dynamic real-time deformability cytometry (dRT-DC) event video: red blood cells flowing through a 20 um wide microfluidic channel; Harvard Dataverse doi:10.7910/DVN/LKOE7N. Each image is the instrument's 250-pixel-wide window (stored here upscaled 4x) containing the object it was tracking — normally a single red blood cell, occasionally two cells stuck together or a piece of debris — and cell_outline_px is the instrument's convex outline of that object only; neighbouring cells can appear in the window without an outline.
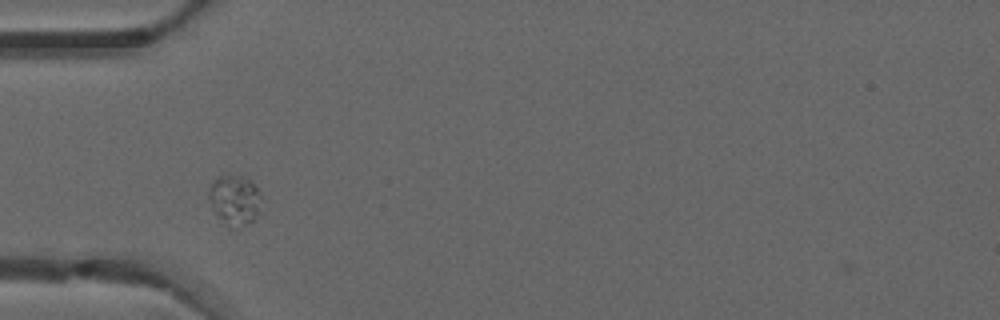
{"species": "common noctule bat (a hibernating species)", "species_latin": "Nyctalus noctula", "temperature_condition": "warm", "stored_images_in_passage": 7, "camera_frame_rate_fps": 3000, "um_per_image_px": 0.085, "animal": {"sex": "male", "forearm_length_mm": 52.5}, "frame": {"image": 1, "passage_image": 4, "time_ms": 1.0, "image_size_px": [1000, 320], "cell_outline_px": [[260, 196], [256, 216], [248, 224], [232, 228], [228, 228], [216, 212], [208, 200], [208, 192], [212, 184], [220, 176], [240, 176], [248, 180], [256, 188]], "centroid_in_image_um": [19.91, 17.03], "position_along_channel_um": 65.1, "area_um2": 14.62}}
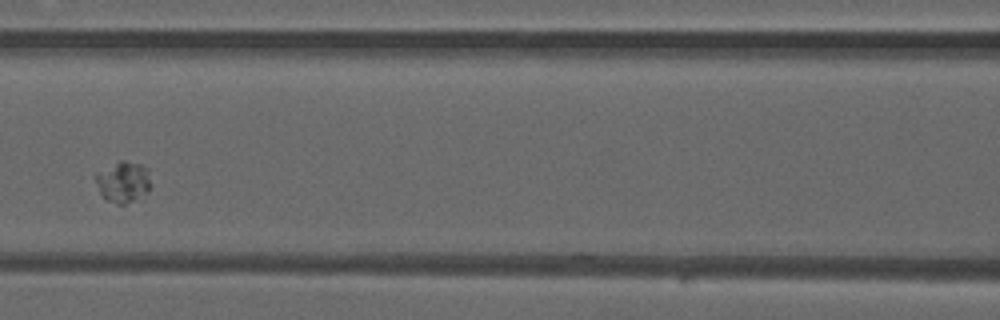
{"frame": {"image": 2, "passage_image": 6, "time_ms": 1.667, "image_size_px": [1000, 320], "cell_outline_px": [[152, 184], [144, 200], [124, 204], [116, 204], [104, 200], [100, 192], [96, 180], [96, 172], [120, 160], [124, 160], [140, 164], [148, 168]], "centroid_in_image_um": [10.54, 15.5], "position_along_channel_um": 156.1, "area_um2": 13.81}}
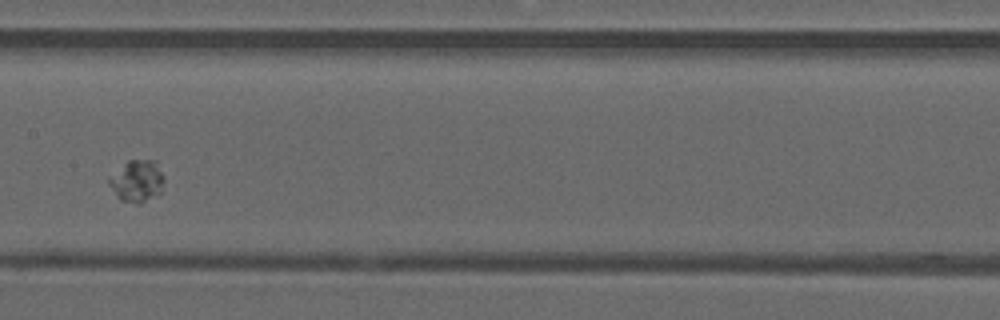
{"frame": {"image": 3, "passage_image": 7, "time_ms": 2.0, "image_size_px": [1000, 320], "cell_outline_px": [[164, 180], [160, 192], [140, 204], [136, 204], [120, 200], [108, 184], [108, 176], [128, 160], [156, 160], [164, 176]], "centroid_in_image_um": [11.63, 15.37], "position_along_channel_um": 195.8, "area_um2": 13.53}}